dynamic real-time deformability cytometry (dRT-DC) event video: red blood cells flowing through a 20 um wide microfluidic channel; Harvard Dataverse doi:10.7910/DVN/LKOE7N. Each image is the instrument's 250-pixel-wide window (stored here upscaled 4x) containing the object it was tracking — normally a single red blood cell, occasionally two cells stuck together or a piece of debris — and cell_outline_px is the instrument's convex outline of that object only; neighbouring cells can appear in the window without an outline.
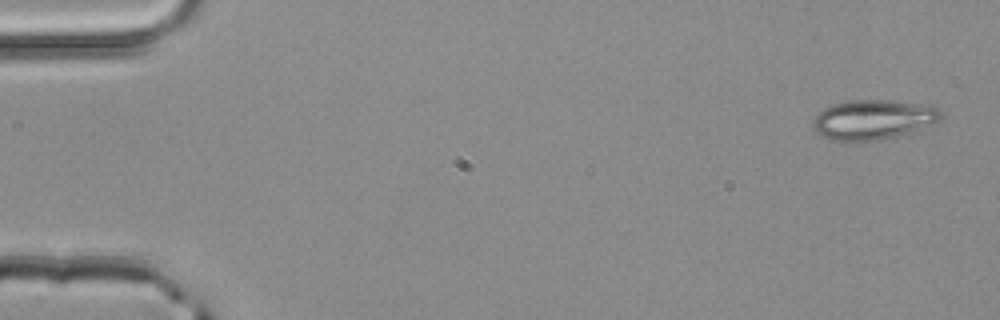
{"species": "common noctule bat (a hibernating species)", "species_latin": "Nyctalus noctula", "temperature_condition": "room temperature", "stored_images_in_passage": 4, "camera_frame_rate_fps": 3000, "um_per_image_px": 0.085, "animal": {"sex": "male", "body_mass_g": 20.4}, "frame": {"image": 1, "passage_image": 1, "time_ms": 0.0, "image_size_px": [1000, 320], "cell_outline_px": [[944, 116], [940, 120], [932, 124], [880, 140], [848, 144], [844, 144], [828, 140], [820, 136], [812, 128], [812, 116], [816, 112], [832, 104], [848, 100], [884, 100], [924, 104], [940, 108], [944, 112]], "centroid_in_image_um": [74.11, 10.19], "position_along_channel_um": 10.9, "area_um2": 30.58}}
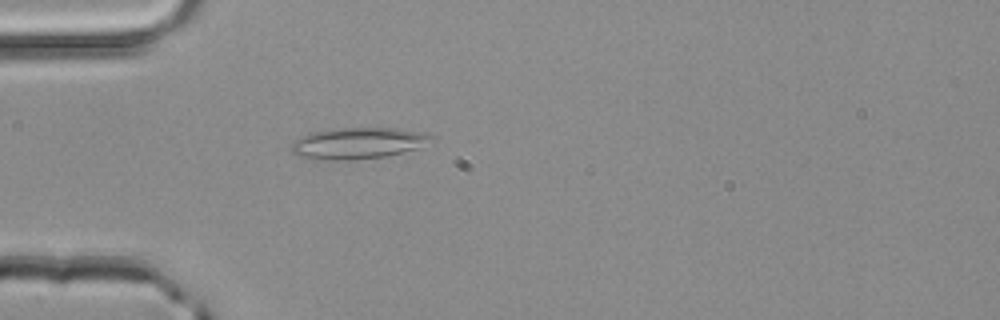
{"frame": {"image": 2, "passage_image": 4, "time_ms": 1.0, "image_size_px": [1000, 320], "cell_outline_px": [[436, 140], [420, 148], [384, 156], [348, 160], [312, 160], [300, 156], [292, 152], [292, 144], [296, 140], [312, 132], [340, 128], [396, 128], [428, 132]], "centroid_in_image_um": [30.51, 12.17], "position_along_channel_um": 54.5, "area_um2": 25.66}}